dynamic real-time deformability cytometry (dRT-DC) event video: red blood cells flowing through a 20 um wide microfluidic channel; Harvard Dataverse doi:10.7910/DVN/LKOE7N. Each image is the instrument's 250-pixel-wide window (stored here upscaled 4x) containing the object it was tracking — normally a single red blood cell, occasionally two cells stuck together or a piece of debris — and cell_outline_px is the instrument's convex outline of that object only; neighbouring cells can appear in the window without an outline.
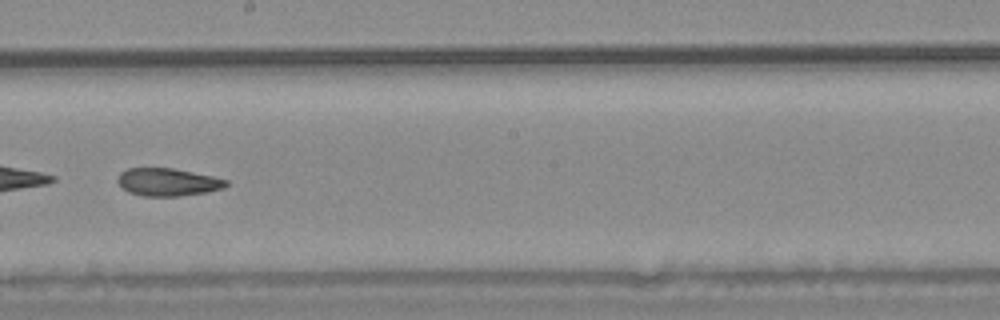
{"species": "common noctule bat (a hibernating species)", "species_latin": "Nyctalus noctula", "temperature_condition": "warm", "stored_images_in_passage": 53, "camera_frame_rate_fps": 3000, "um_per_image_px": 0.085, "animal": {"sex": "male", "body_mass_g": 20.4}, "frame": {"image": 1, "passage_image": 31, "time_ms": 10.0, "image_size_px": [1000, 320], "cell_outline_px": [[228, 184], [224, 188], [204, 192], [176, 196], [144, 196], [128, 192], [116, 180], [120, 172], [128, 168], [172, 168], [212, 176], [228, 180]], "centroid_in_image_um": [14.24, 15.47], "position_along_channel_um": 234.0, "area_um2": 17.34}, "authors_computed_cell_mechanics": {"area_um2": 19.7098, "velocity_mm_per_s": 3.7345, "shape_relaxation_time_tau1_ms": null, "shape_relaxation_time_tau2_ms": 4.1315, "deformation_change_tau1": null, "deformation_change_tau2": 0.1173}}